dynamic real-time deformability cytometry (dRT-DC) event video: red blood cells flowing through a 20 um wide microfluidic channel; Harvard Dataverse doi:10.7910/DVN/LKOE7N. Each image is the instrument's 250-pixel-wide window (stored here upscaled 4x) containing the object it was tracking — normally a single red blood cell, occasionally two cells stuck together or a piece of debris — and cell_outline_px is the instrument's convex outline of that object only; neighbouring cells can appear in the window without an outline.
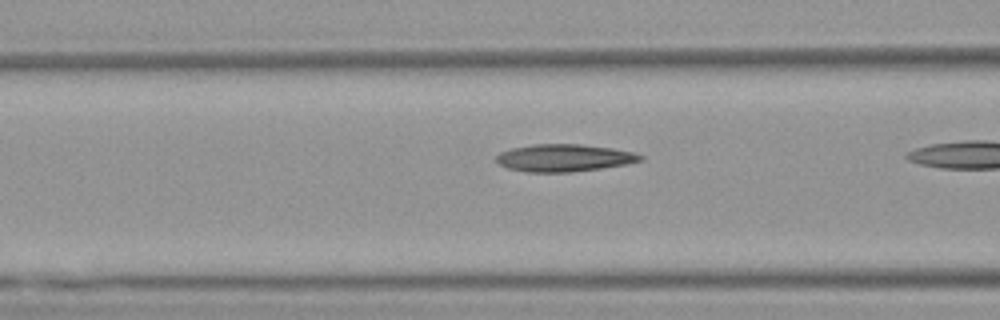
{"species": "Egyptian fruit bat (a non-hibernating species)", "species_latin": "Rousettus aegyptiacus", "temperature_condition": "warm", "stored_images_in_passage": 19, "camera_frame_rate_fps": 3000, "um_per_image_px": 0.085, "animal": {"sex": "female"}, "frame": {"image": 1, "passage_image": 18, "time_ms": 5.667, "image_size_px": [1000, 320], "cell_outline_px": [[644, 160], [628, 164], [572, 172], [524, 172], [508, 168], [500, 164], [496, 160], [496, 156], [500, 152], [512, 148], [532, 144], [580, 144], [612, 148], [632, 152], [644, 156]], "centroid_in_image_um": [47.95, 13.42], "position_along_channel_um": 118.6, "area_um2": 23.0}}